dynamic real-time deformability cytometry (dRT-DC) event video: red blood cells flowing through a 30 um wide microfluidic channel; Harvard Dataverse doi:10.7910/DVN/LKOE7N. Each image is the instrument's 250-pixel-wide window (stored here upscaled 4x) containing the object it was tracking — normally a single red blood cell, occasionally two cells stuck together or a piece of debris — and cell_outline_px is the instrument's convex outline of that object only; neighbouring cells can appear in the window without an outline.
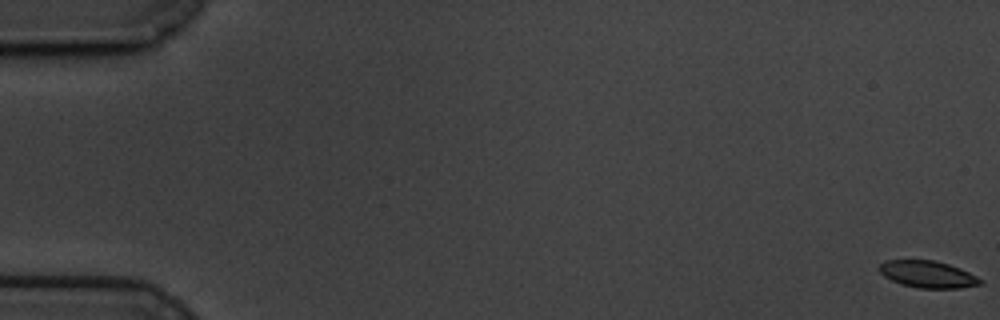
{"species": "common noctule bat (a hibernating species)", "species_latin": "Nyctalus noctula", "temperature_condition": "cold", "stored_images_in_passage": 61, "camera_frame_rate_fps": 3000, "um_per_image_px": 0.085, "animal": {"sex": "male", "body_mass_g": 19.5, "forearm_length_mm": 54.6}, "frame": {"image": 1, "passage_image": 1, "time_ms": 0.0, "image_size_px": [1000, 320], "cell_outline_px": [[984, 284], [960, 288], [916, 288], [900, 284], [884, 276], [880, 272], [880, 264], [884, 260], [936, 260], [960, 268], [984, 280]], "centroid_in_image_um": [78.89, 23.32], "position_along_channel_um": 6.1, "area_um2": 15.95}}
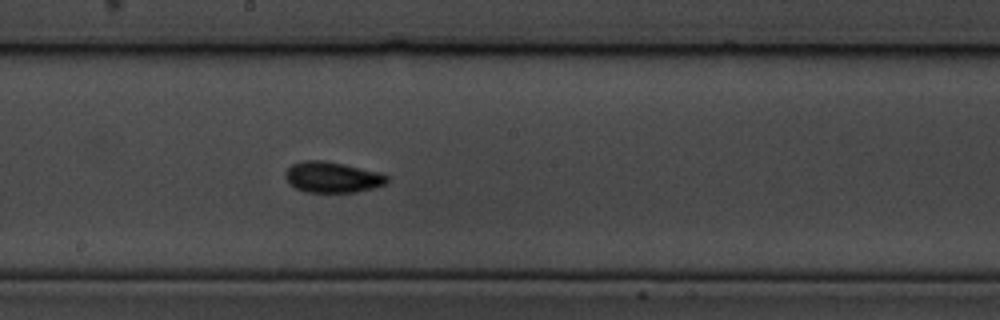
{"frame": {"image": 2, "passage_image": 34, "time_ms": 11.0, "image_size_px": [1000, 320], "cell_outline_px": [[388, 180], [384, 184], [376, 188], [356, 192], [304, 192], [288, 184], [284, 176], [284, 172], [292, 164], [304, 160], [324, 160], [344, 164], [380, 172], [388, 176]], "centroid_in_image_um": [28.23, 15.06], "position_along_channel_um": 220.0, "area_um2": 18.5}}
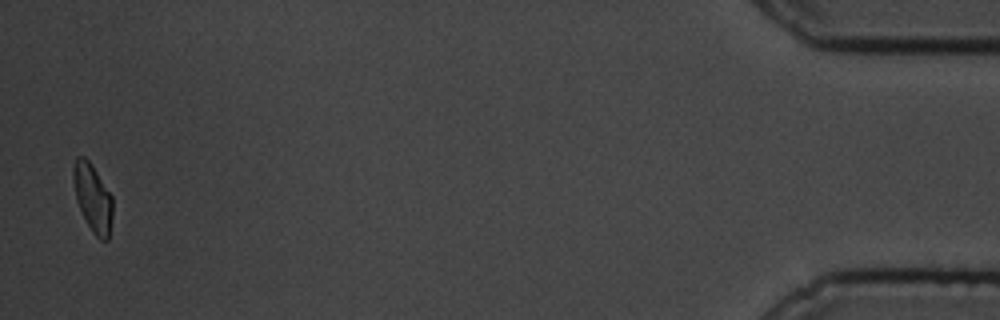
{"frame": {"image": 3, "passage_image": 60, "time_ms": 19.667, "image_size_px": [1000, 320], "cell_outline_px": [[112, 216], [108, 240], [100, 240], [92, 232], [76, 200], [72, 180], [72, 168], [76, 156], [84, 156], [92, 164], [112, 196]], "centroid_in_image_um": [7.86, 16.78], "position_along_channel_um": 427.3, "area_um2": 15.61}, "authors_computed_cell_mechanics": {"area_um2": 16.7042, "velocity_mm_per_s": 3.3745, "shape_relaxation_time_tau1_ms": 3.4818, "shape_relaxation_time_tau2_ms": 4.0688, "deformation_change_tau1": 0.1143, "deformation_change_tau2": 0.0838}}